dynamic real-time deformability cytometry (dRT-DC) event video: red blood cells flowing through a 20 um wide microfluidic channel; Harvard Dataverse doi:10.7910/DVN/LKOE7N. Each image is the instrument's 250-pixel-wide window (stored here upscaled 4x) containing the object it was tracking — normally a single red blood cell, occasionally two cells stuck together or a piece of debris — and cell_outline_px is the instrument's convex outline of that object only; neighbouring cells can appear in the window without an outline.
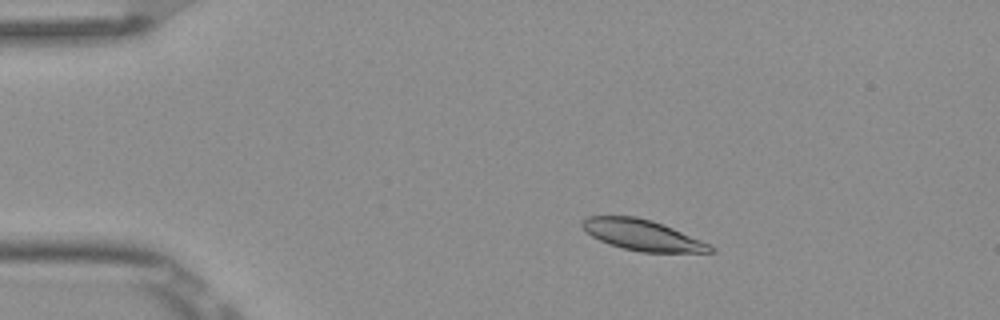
{"species": "Egyptian fruit bat (a non-hibernating species)", "species_latin": "Rousettus aegyptiacus", "temperature_condition": "room temperature", "stored_images_in_passage": 6, "camera_frame_rate_fps": 3000, "um_per_image_px": 0.085, "frame": {"image": 1, "passage_image": 3, "time_ms": 0.667, "image_size_px": [1000, 320], "cell_outline_px": [[716, 252], [640, 252], [608, 244], [592, 236], [580, 224], [588, 216], [636, 216], [652, 220], [664, 224], [700, 240], [716, 248]], "centroid_in_image_um": [54.61, 19.98], "position_along_channel_um": 30.4, "area_um2": 22.77}}
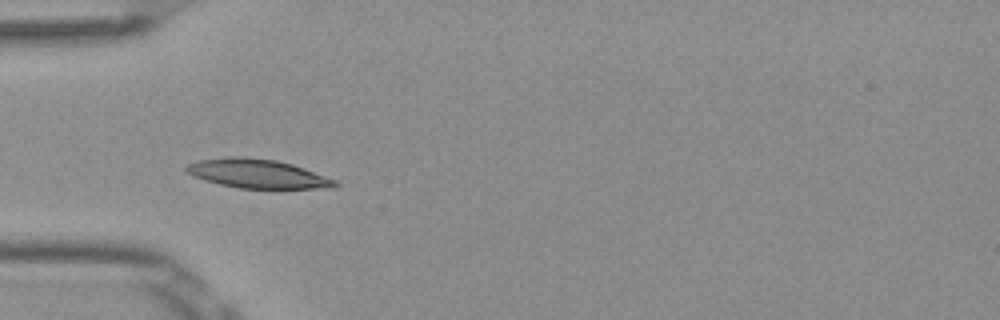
{"frame": {"image": 2, "passage_image": 5, "time_ms": 1.333, "image_size_px": [1000, 320], "cell_outline_px": [[340, 184], [336, 188], [240, 188], [220, 184], [204, 180], [184, 172], [184, 168], [188, 164], [200, 160], [232, 156], [236, 156], [276, 160], [292, 164], [304, 168], [336, 180]], "centroid_in_image_um": [21.89, 14.76], "position_along_channel_um": 63.1, "area_um2": 24.97}}
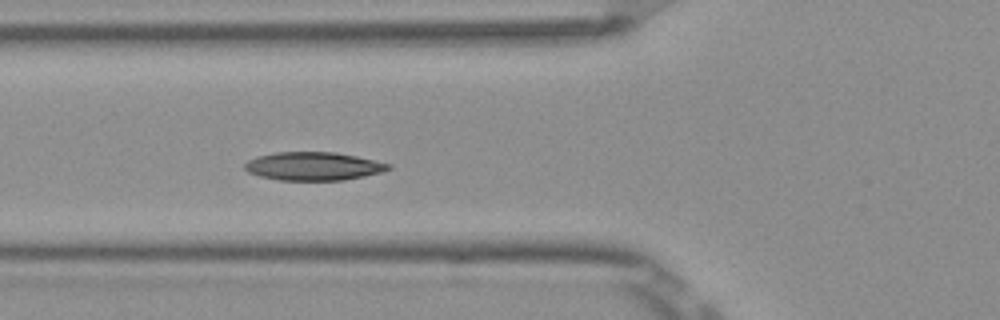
{"frame": {"image": 3, "passage_image": 6, "time_ms": 1.667, "image_size_px": [1000, 320], "cell_outline_px": [[392, 168], [380, 172], [364, 176], [344, 180], [280, 180], [260, 176], [248, 172], [244, 168], [244, 164], [248, 160], [260, 156], [276, 152], [336, 152], [356, 156], [392, 164]], "centroid_in_image_um": [26.65, 14.12], "position_along_channel_um": 99.1, "area_um2": 23.58}}